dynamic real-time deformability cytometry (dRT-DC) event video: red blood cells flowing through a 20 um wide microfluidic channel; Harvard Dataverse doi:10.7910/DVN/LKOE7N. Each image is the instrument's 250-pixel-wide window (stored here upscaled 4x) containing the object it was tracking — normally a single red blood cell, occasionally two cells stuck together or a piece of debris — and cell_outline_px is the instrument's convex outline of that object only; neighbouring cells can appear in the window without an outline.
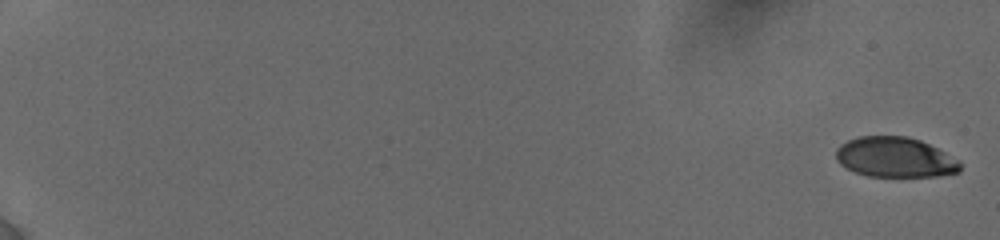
{"species": "human", "species_latin": "Homo sapiens", "temperature_condition": "cold", "stored_images_in_passage": 18, "camera_frame_rate_fps": 3000, "um_per_image_px": 0.085, "donor": {"sex": "female"}, "frame": {"image": 1, "passage_image": 1, "time_ms": 0.0, "image_size_px": [1000, 240], "cell_outline_px": [[960, 172], [940, 176], [868, 176], [856, 172], [840, 164], [836, 160], [836, 148], [840, 144], [856, 136], [908, 136], [920, 140], [960, 160]], "centroid_in_image_um": [76.07, 13.36], "position_along_channel_um": 8.9, "area_um2": 29.07}}
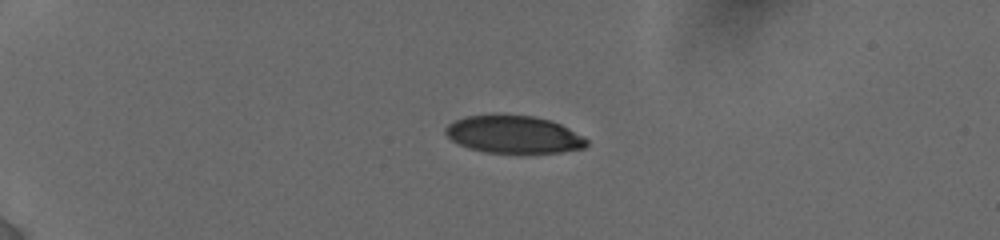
{"frame": {"image": 2, "passage_image": 11, "time_ms": 5.0, "image_size_px": [1000, 240], "cell_outline_px": [[588, 144], [584, 148], [560, 152], [484, 152], [468, 148], [452, 140], [444, 132], [444, 128], [448, 124], [464, 116], [492, 112], [500, 112], [532, 116], [552, 120], [584, 136], [588, 140]], "centroid_in_image_um": [43.63, 11.38], "position_along_channel_um": 41.4, "area_um2": 31.5}}
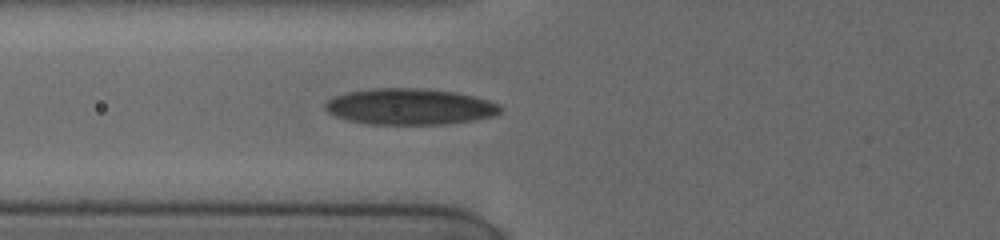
{"frame": {"image": 3, "passage_image": 18, "time_ms": 8.0, "image_size_px": [1000, 240], "cell_outline_px": [[500, 112], [496, 116], [476, 120], [448, 124], [368, 124], [348, 120], [336, 116], [328, 112], [324, 108], [324, 104], [328, 100], [336, 96], [348, 92], [372, 88], [420, 88], [452, 92], [472, 96], [488, 100], [496, 104], [500, 108]], "centroid_in_image_um": [34.82, 9.07], "position_along_channel_um": 91.0, "area_um2": 36.76}}